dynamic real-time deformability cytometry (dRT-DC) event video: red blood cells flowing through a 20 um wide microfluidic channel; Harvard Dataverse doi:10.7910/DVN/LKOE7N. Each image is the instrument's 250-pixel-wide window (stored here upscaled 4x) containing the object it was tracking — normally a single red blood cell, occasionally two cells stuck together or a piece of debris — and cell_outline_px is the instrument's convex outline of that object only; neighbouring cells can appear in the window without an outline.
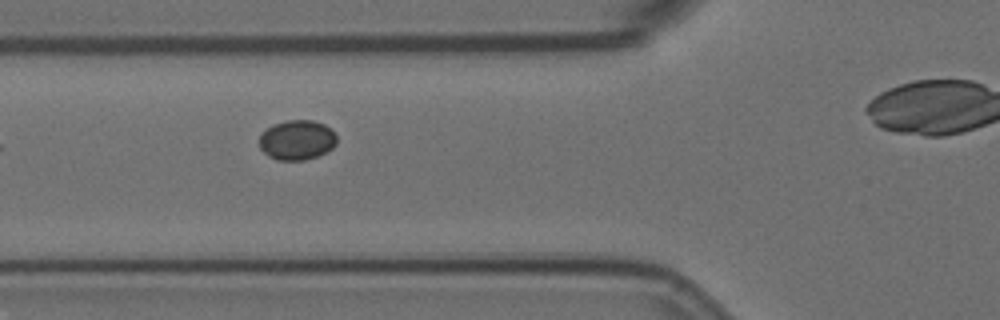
{"species": "Egyptian fruit bat (a non-hibernating species)", "species_latin": "Rousettus aegyptiacus", "temperature_condition": "room temperature", "stored_images_in_passage": 5, "camera_frame_rate_fps": 3000, "um_per_image_px": 0.085, "animal": {"sex": "female"}, "frame": {"image": 1, "passage_image": 3, "time_ms": 0.667, "image_size_px": [1000, 320], "cell_outline_px": [[336, 144], [332, 148], [316, 156], [304, 160], [276, 160], [268, 156], [260, 148], [260, 136], [272, 124], [288, 120], [312, 120], [324, 124], [336, 136]], "centroid_in_image_um": [25.22, 11.9], "position_along_channel_um": 100.6, "area_um2": 17.74}}
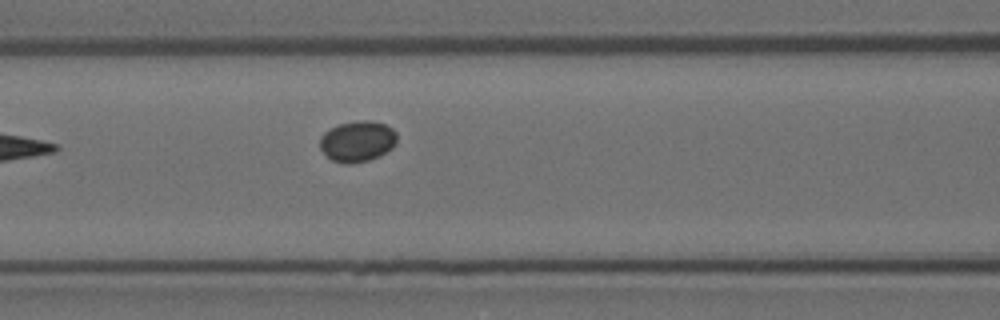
{"frame": {"image": 2, "passage_image": 4, "time_ms": 1.0, "image_size_px": [1000, 320], "cell_outline_px": [[396, 144], [392, 148], [380, 156], [368, 160], [348, 164], [344, 164], [332, 160], [320, 148], [320, 136], [324, 132], [340, 124], [356, 120], [372, 120], [384, 124], [392, 128], [396, 132]], "centroid_in_image_um": [30.39, 12.0], "position_along_channel_um": 136.2, "area_um2": 18.38}}